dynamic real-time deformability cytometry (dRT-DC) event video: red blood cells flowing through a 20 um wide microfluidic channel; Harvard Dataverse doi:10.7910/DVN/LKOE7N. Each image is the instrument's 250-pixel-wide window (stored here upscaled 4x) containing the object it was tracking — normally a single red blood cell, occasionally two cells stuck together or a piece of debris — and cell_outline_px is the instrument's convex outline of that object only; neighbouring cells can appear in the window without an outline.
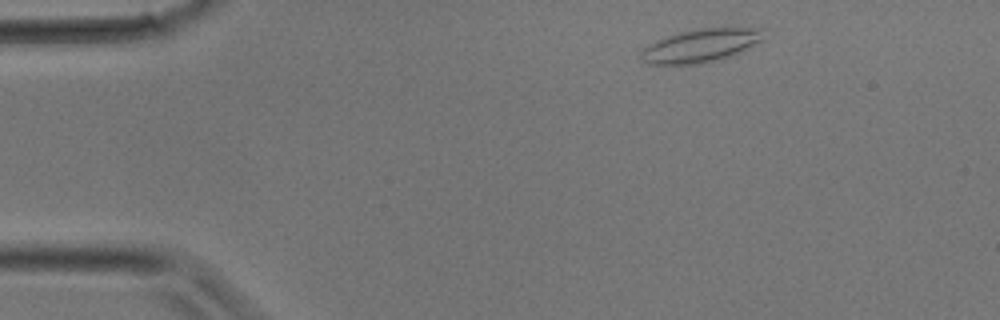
{"species": "common noctule bat (a hibernating species)", "species_latin": "Nyctalus noctula", "temperature_condition": "room temperature", "stored_images_in_passage": 6, "camera_frame_rate_fps": 3000, "um_per_image_px": 0.085, "animal": {"sex": "male", "body_mass_g": 17.9}, "frame": {"image": 1, "passage_image": 1, "time_ms": 0.0, "image_size_px": [1000, 320], "cell_outline_px": [[764, 40], [728, 56], [696, 64], [648, 64], [640, 56], [640, 52], [648, 44], [656, 40], [680, 32], [700, 28], [764, 28]], "centroid_in_image_um": [59.55, 3.86], "position_along_channel_um": 25.5, "area_um2": 23.29}}